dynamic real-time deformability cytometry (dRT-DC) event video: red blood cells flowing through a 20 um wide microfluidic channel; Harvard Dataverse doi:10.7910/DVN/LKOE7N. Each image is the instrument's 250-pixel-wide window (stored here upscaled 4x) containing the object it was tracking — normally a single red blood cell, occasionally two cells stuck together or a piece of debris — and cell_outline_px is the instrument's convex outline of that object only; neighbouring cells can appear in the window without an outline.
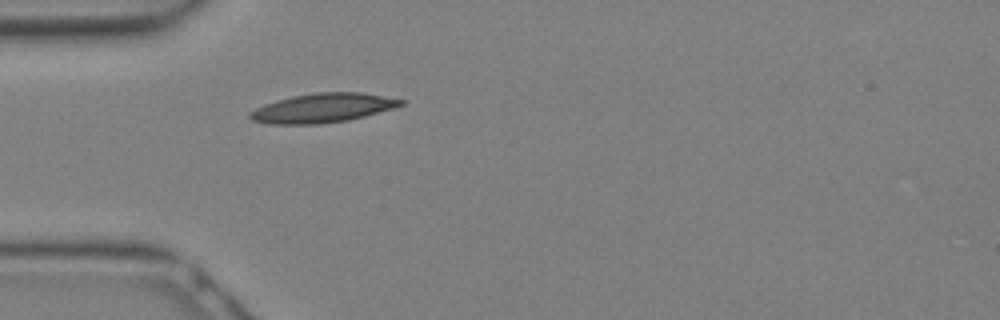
{"species": "Egyptian fruit bat (a non-hibernating species)", "species_latin": "Rousettus aegyptiacus", "temperature_condition": "warm", "stored_images_in_passage": 3, "camera_frame_rate_fps": 3000, "um_per_image_px": 0.085, "animal": {"sex": "female"}, "frame": {"image": 1, "passage_image": 1, "time_ms": 0.0, "image_size_px": [1000, 320], "cell_outline_px": [[408, 100], [404, 104], [396, 108], [348, 120], [320, 124], [268, 124], [252, 120], [248, 116], [248, 112], [264, 104], [276, 100], [292, 96], [316, 92], [360, 92]], "centroid_in_image_um": [27.45, 9.17], "position_along_channel_um": 57.6, "area_um2": 25.89}}
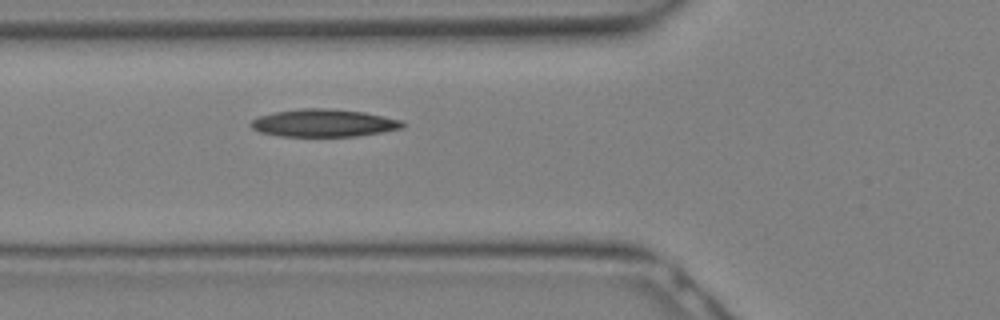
{"frame": {"image": 2, "passage_image": 3, "time_ms": 0.667, "image_size_px": [1000, 320], "cell_outline_px": [[404, 128], [356, 136], [280, 136], [260, 132], [252, 128], [248, 124], [252, 120], [260, 116], [272, 112], [300, 108], [328, 108], [364, 112], [400, 120], [404, 124]], "centroid_in_image_um": [27.47, 10.45], "position_along_channel_um": 98.3, "area_um2": 24.33}}